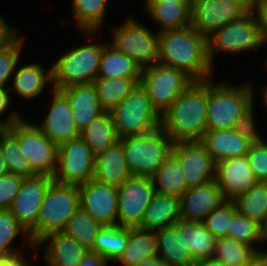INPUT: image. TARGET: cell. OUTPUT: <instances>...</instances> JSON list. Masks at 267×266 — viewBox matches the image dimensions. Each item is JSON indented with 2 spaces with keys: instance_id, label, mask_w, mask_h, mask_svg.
<instances>
[{
  "instance_id": "6da1fadb",
  "label": "cell",
  "mask_w": 267,
  "mask_h": 266,
  "mask_svg": "<svg viewBox=\"0 0 267 266\" xmlns=\"http://www.w3.org/2000/svg\"><path fill=\"white\" fill-rule=\"evenodd\" d=\"M157 63L184 71L194 81L211 79L208 40L192 26L159 32Z\"/></svg>"
},
{
  "instance_id": "7a4b0ae2",
  "label": "cell",
  "mask_w": 267,
  "mask_h": 266,
  "mask_svg": "<svg viewBox=\"0 0 267 266\" xmlns=\"http://www.w3.org/2000/svg\"><path fill=\"white\" fill-rule=\"evenodd\" d=\"M207 80L194 81L161 115V128L173 141H200L206 131Z\"/></svg>"
},
{
  "instance_id": "3957f363",
  "label": "cell",
  "mask_w": 267,
  "mask_h": 266,
  "mask_svg": "<svg viewBox=\"0 0 267 266\" xmlns=\"http://www.w3.org/2000/svg\"><path fill=\"white\" fill-rule=\"evenodd\" d=\"M250 83L232 87L227 83L213 84L207 80L206 130L233 128L254 104V94Z\"/></svg>"
},
{
  "instance_id": "277c9868",
  "label": "cell",
  "mask_w": 267,
  "mask_h": 266,
  "mask_svg": "<svg viewBox=\"0 0 267 266\" xmlns=\"http://www.w3.org/2000/svg\"><path fill=\"white\" fill-rule=\"evenodd\" d=\"M119 140L130 173L149 178L162 166L174 143L161 127L144 135L126 136Z\"/></svg>"
},
{
  "instance_id": "5b68a950",
  "label": "cell",
  "mask_w": 267,
  "mask_h": 266,
  "mask_svg": "<svg viewBox=\"0 0 267 266\" xmlns=\"http://www.w3.org/2000/svg\"><path fill=\"white\" fill-rule=\"evenodd\" d=\"M77 185L53 182L40 207L37 226L29 233L34 245L45 235L62 232L72 215L80 207Z\"/></svg>"
},
{
  "instance_id": "8992f818",
  "label": "cell",
  "mask_w": 267,
  "mask_h": 266,
  "mask_svg": "<svg viewBox=\"0 0 267 266\" xmlns=\"http://www.w3.org/2000/svg\"><path fill=\"white\" fill-rule=\"evenodd\" d=\"M109 113L119 138L144 135L161 127V115L140 83Z\"/></svg>"
},
{
  "instance_id": "52a82bcc",
  "label": "cell",
  "mask_w": 267,
  "mask_h": 266,
  "mask_svg": "<svg viewBox=\"0 0 267 266\" xmlns=\"http://www.w3.org/2000/svg\"><path fill=\"white\" fill-rule=\"evenodd\" d=\"M106 45L85 44L60 56L51 67L53 88L60 90L74 84L92 83L98 77L101 55Z\"/></svg>"
},
{
  "instance_id": "ba28073f",
  "label": "cell",
  "mask_w": 267,
  "mask_h": 266,
  "mask_svg": "<svg viewBox=\"0 0 267 266\" xmlns=\"http://www.w3.org/2000/svg\"><path fill=\"white\" fill-rule=\"evenodd\" d=\"M194 82L184 71L158 63L142 68L140 85L156 111L162 115Z\"/></svg>"
},
{
  "instance_id": "9c48e42d",
  "label": "cell",
  "mask_w": 267,
  "mask_h": 266,
  "mask_svg": "<svg viewBox=\"0 0 267 266\" xmlns=\"http://www.w3.org/2000/svg\"><path fill=\"white\" fill-rule=\"evenodd\" d=\"M7 129L18 139L23 157L37 175L54 177L57 146L38 128L22 118Z\"/></svg>"
},
{
  "instance_id": "30bf717a",
  "label": "cell",
  "mask_w": 267,
  "mask_h": 266,
  "mask_svg": "<svg viewBox=\"0 0 267 266\" xmlns=\"http://www.w3.org/2000/svg\"><path fill=\"white\" fill-rule=\"evenodd\" d=\"M262 47L259 25L254 12H248L241 19L229 22L208 39V56L211 64L215 55L257 51Z\"/></svg>"
},
{
  "instance_id": "8fae6325",
  "label": "cell",
  "mask_w": 267,
  "mask_h": 266,
  "mask_svg": "<svg viewBox=\"0 0 267 266\" xmlns=\"http://www.w3.org/2000/svg\"><path fill=\"white\" fill-rule=\"evenodd\" d=\"M111 45L136 61L141 68L157 63L159 32H151L135 18L113 28Z\"/></svg>"
},
{
  "instance_id": "7c38bea8",
  "label": "cell",
  "mask_w": 267,
  "mask_h": 266,
  "mask_svg": "<svg viewBox=\"0 0 267 266\" xmlns=\"http://www.w3.org/2000/svg\"><path fill=\"white\" fill-rule=\"evenodd\" d=\"M95 169V154L81 137L57 146L55 182L81 185L92 180Z\"/></svg>"
},
{
  "instance_id": "4fadbf2b",
  "label": "cell",
  "mask_w": 267,
  "mask_h": 266,
  "mask_svg": "<svg viewBox=\"0 0 267 266\" xmlns=\"http://www.w3.org/2000/svg\"><path fill=\"white\" fill-rule=\"evenodd\" d=\"M154 193V184L149 177L132 176L117 187V225L127 228L139 227Z\"/></svg>"
},
{
  "instance_id": "5bb4252c",
  "label": "cell",
  "mask_w": 267,
  "mask_h": 266,
  "mask_svg": "<svg viewBox=\"0 0 267 266\" xmlns=\"http://www.w3.org/2000/svg\"><path fill=\"white\" fill-rule=\"evenodd\" d=\"M247 13L242 6L230 0H192L191 26L208 40L221 27Z\"/></svg>"
},
{
  "instance_id": "9a60e30c",
  "label": "cell",
  "mask_w": 267,
  "mask_h": 266,
  "mask_svg": "<svg viewBox=\"0 0 267 266\" xmlns=\"http://www.w3.org/2000/svg\"><path fill=\"white\" fill-rule=\"evenodd\" d=\"M54 179L46 175L25 178L10 207L12 215L30 233L37 226L40 207Z\"/></svg>"
},
{
  "instance_id": "2e32d148",
  "label": "cell",
  "mask_w": 267,
  "mask_h": 266,
  "mask_svg": "<svg viewBox=\"0 0 267 266\" xmlns=\"http://www.w3.org/2000/svg\"><path fill=\"white\" fill-rule=\"evenodd\" d=\"M172 152L180 159L188 188L215 180L216 164L200 141L174 142Z\"/></svg>"
},
{
  "instance_id": "e0dca14e",
  "label": "cell",
  "mask_w": 267,
  "mask_h": 266,
  "mask_svg": "<svg viewBox=\"0 0 267 266\" xmlns=\"http://www.w3.org/2000/svg\"><path fill=\"white\" fill-rule=\"evenodd\" d=\"M80 208L102 226L117 225V187L92 179L78 186Z\"/></svg>"
},
{
  "instance_id": "ac0fdd59",
  "label": "cell",
  "mask_w": 267,
  "mask_h": 266,
  "mask_svg": "<svg viewBox=\"0 0 267 266\" xmlns=\"http://www.w3.org/2000/svg\"><path fill=\"white\" fill-rule=\"evenodd\" d=\"M52 101L46 118L38 128L56 145L80 137V132L73 120L72 108L66 95L59 89L52 88Z\"/></svg>"
},
{
  "instance_id": "d6986e66",
  "label": "cell",
  "mask_w": 267,
  "mask_h": 266,
  "mask_svg": "<svg viewBox=\"0 0 267 266\" xmlns=\"http://www.w3.org/2000/svg\"><path fill=\"white\" fill-rule=\"evenodd\" d=\"M215 180L223 197L229 201H233L258 183L248 164L247 156L230 158L216 164Z\"/></svg>"
},
{
  "instance_id": "ffe728a7",
  "label": "cell",
  "mask_w": 267,
  "mask_h": 266,
  "mask_svg": "<svg viewBox=\"0 0 267 266\" xmlns=\"http://www.w3.org/2000/svg\"><path fill=\"white\" fill-rule=\"evenodd\" d=\"M224 201L216 180L188 188L180 197V219L203 222L205 217Z\"/></svg>"
},
{
  "instance_id": "44dd1931",
  "label": "cell",
  "mask_w": 267,
  "mask_h": 266,
  "mask_svg": "<svg viewBox=\"0 0 267 266\" xmlns=\"http://www.w3.org/2000/svg\"><path fill=\"white\" fill-rule=\"evenodd\" d=\"M45 244L47 266H79L90 250L63 232H53L40 239L35 248Z\"/></svg>"
},
{
  "instance_id": "7402d4cb",
  "label": "cell",
  "mask_w": 267,
  "mask_h": 266,
  "mask_svg": "<svg viewBox=\"0 0 267 266\" xmlns=\"http://www.w3.org/2000/svg\"><path fill=\"white\" fill-rule=\"evenodd\" d=\"M200 142L205 146L215 164L230 158L246 156L252 145L233 128L206 130Z\"/></svg>"
},
{
  "instance_id": "603a6c76",
  "label": "cell",
  "mask_w": 267,
  "mask_h": 266,
  "mask_svg": "<svg viewBox=\"0 0 267 266\" xmlns=\"http://www.w3.org/2000/svg\"><path fill=\"white\" fill-rule=\"evenodd\" d=\"M157 255L170 266H192L195 260L185 246L184 220L155 231Z\"/></svg>"
},
{
  "instance_id": "cb8c5ba5",
  "label": "cell",
  "mask_w": 267,
  "mask_h": 266,
  "mask_svg": "<svg viewBox=\"0 0 267 266\" xmlns=\"http://www.w3.org/2000/svg\"><path fill=\"white\" fill-rule=\"evenodd\" d=\"M132 176L120 140L95 155L93 178L99 182L119 187Z\"/></svg>"
},
{
  "instance_id": "d4e9b609",
  "label": "cell",
  "mask_w": 267,
  "mask_h": 266,
  "mask_svg": "<svg viewBox=\"0 0 267 266\" xmlns=\"http://www.w3.org/2000/svg\"><path fill=\"white\" fill-rule=\"evenodd\" d=\"M60 90L70 102L73 120L79 132L104 112L93 83L74 84Z\"/></svg>"
},
{
  "instance_id": "484cf974",
  "label": "cell",
  "mask_w": 267,
  "mask_h": 266,
  "mask_svg": "<svg viewBox=\"0 0 267 266\" xmlns=\"http://www.w3.org/2000/svg\"><path fill=\"white\" fill-rule=\"evenodd\" d=\"M179 219L180 199L155 192L138 228L155 232L174 225Z\"/></svg>"
},
{
  "instance_id": "4316f807",
  "label": "cell",
  "mask_w": 267,
  "mask_h": 266,
  "mask_svg": "<svg viewBox=\"0 0 267 266\" xmlns=\"http://www.w3.org/2000/svg\"><path fill=\"white\" fill-rule=\"evenodd\" d=\"M12 77L13 88L8 87L9 90L14 89L22 98L31 100L43 92L48 82L51 86L53 82L52 69L45 72V69L37 62L21 66L15 70Z\"/></svg>"
},
{
  "instance_id": "83f0119b",
  "label": "cell",
  "mask_w": 267,
  "mask_h": 266,
  "mask_svg": "<svg viewBox=\"0 0 267 266\" xmlns=\"http://www.w3.org/2000/svg\"><path fill=\"white\" fill-rule=\"evenodd\" d=\"M155 192L179 198L188 189L180 159L171 152L151 177Z\"/></svg>"
},
{
  "instance_id": "f1b7e54d",
  "label": "cell",
  "mask_w": 267,
  "mask_h": 266,
  "mask_svg": "<svg viewBox=\"0 0 267 266\" xmlns=\"http://www.w3.org/2000/svg\"><path fill=\"white\" fill-rule=\"evenodd\" d=\"M144 9L161 29L158 32L178 30L191 26V4L145 3Z\"/></svg>"
},
{
  "instance_id": "f546056e",
  "label": "cell",
  "mask_w": 267,
  "mask_h": 266,
  "mask_svg": "<svg viewBox=\"0 0 267 266\" xmlns=\"http://www.w3.org/2000/svg\"><path fill=\"white\" fill-rule=\"evenodd\" d=\"M141 72L136 61L107 43L101 55L98 77L141 78Z\"/></svg>"
},
{
  "instance_id": "4dcf8cb0",
  "label": "cell",
  "mask_w": 267,
  "mask_h": 266,
  "mask_svg": "<svg viewBox=\"0 0 267 266\" xmlns=\"http://www.w3.org/2000/svg\"><path fill=\"white\" fill-rule=\"evenodd\" d=\"M157 254L154 231L128 228V242L125 251L116 262L122 266H137L144 258Z\"/></svg>"
},
{
  "instance_id": "1f68e13d",
  "label": "cell",
  "mask_w": 267,
  "mask_h": 266,
  "mask_svg": "<svg viewBox=\"0 0 267 266\" xmlns=\"http://www.w3.org/2000/svg\"><path fill=\"white\" fill-rule=\"evenodd\" d=\"M140 79L97 77L92 83L101 108L110 111L116 107L140 83Z\"/></svg>"
},
{
  "instance_id": "d6a6232c",
  "label": "cell",
  "mask_w": 267,
  "mask_h": 266,
  "mask_svg": "<svg viewBox=\"0 0 267 266\" xmlns=\"http://www.w3.org/2000/svg\"><path fill=\"white\" fill-rule=\"evenodd\" d=\"M80 137L95 155L104 151L120 139L109 111H104L98 117L94 118L80 131Z\"/></svg>"
},
{
  "instance_id": "836d02e7",
  "label": "cell",
  "mask_w": 267,
  "mask_h": 266,
  "mask_svg": "<svg viewBox=\"0 0 267 266\" xmlns=\"http://www.w3.org/2000/svg\"><path fill=\"white\" fill-rule=\"evenodd\" d=\"M128 242V228L119 225L102 226L98 231L92 249L108 261L116 263L125 251Z\"/></svg>"
},
{
  "instance_id": "e575fe53",
  "label": "cell",
  "mask_w": 267,
  "mask_h": 266,
  "mask_svg": "<svg viewBox=\"0 0 267 266\" xmlns=\"http://www.w3.org/2000/svg\"><path fill=\"white\" fill-rule=\"evenodd\" d=\"M216 239L203 222L184 220L185 246L195 261L213 258Z\"/></svg>"
},
{
  "instance_id": "d590c367",
  "label": "cell",
  "mask_w": 267,
  "mask_h": 266,
  "mask_svg": "<svg viewBox=\"0 0 267 266\" xmlns=\"http://www.w3.org/2000/svg\"><path fill=\"white\" fill-rule=\"evenodd\" d=\"M233 202L239 214L263 227L267 220V182H258L249 191L235 198Z\"/></svg>"
},
{
  "instance_id": "8d00e7d4",
  "label": "cell",
  "mask_w": 267,
  "mask_h": 266,
  "mask_svg": "<svg viewBox=\"0 0 267 266\" xmlns=\"http://www.w3.org/2000/svg\"><path fill=\"white\" fill-rule=\"evenodd\" d=\"M0 150L8 173L23 179L37 176L28 160L23 157L18 139L8 129L0 137Z\"/></svg>"
},
{
  "instance_id": "74e56055",
  "label": "cell",
  "mask_w": 267,
  "mask_h": 266,
  "mask_svg": "<svg viewBox=\"0 0 267 266\" xmlns=\"http://www.w3.org/2000/svg\"><path fill=\"white\" fill-rule=\"evenodd\" d=\"M101 228L102 225L97 220L79 207L62 232L74 238L88 250H91L97 233Z\"/></svg>"
},
{
  "instance_id": "f35d334b",
  "label": "cell",
  "mask_w": 267,
  "mask_h": 266,
  "mask_svg": "<svg viewBox=\"0 0 267 266\" xmlns=\"http://www.w3.org/2000/svg\"><path fill=\"white\" fill-rule=\"evenodd\" d=\"M108 0H73L74 19L83 31L95 33L103 25Z\"/></svg>"
},
{
  "instance_id": "ab89813d",
  "label": "cell",
  "mask_w": 267,
  "mask_h": 266,
  "mask_svg": "<svg viewBox=\"0 0 267 266\" xmlns=\"http://www.w3.org/2000/svg\"><path fill=\"white\" fill-rule=\"evenodd\" d=\"M257 251L250 245L228 237L216 239L213 258L224 266H243L247 264Z\"/></svg>"
},
{
  "instance_id": "60d3db41",
  "label": "cell",
  "mask_w": 267,
  "mask_h": 266,
  "mask_svg": "<svg viewBox=\"0 0 267 266\" xmlns=\"http://www.w3.org/2000/svg\"><path fill=\"white\" fill-rule=\"evenodd\" d=\"M19 234H25L28 246L35 248L28 231L12 215L11 211L9 209L0 210V259L15 258L23 255L22 252L20 253L10 246Z\"/></svg>"
},
{
  "instance_id": "b9f144b4",
  "label": "cell",
  "mask_w": 267,
  "mask_h": 266,
  "mask_svg": "<svg viewBox=\"0 0 267 266\" xmlns=\"http://www.w3.org/2000/svg\"><path fill=\"white\" fill-rule=\"evenodd\" d=\"M228 238L250 245L257 252L263 250L254 247L256 243L264 242L262 226L238 212L232 217L229 224Z\"/></svg>"
},
{
  "instance_id": "7bdbcfd3",
  "label": "cell",
  "mask_w": 267,
  "mask_h": 266,
  "mask_svg": "<svg viewBox=\"0 0 267 266\" xmlns=\"http://www.w3.org/2000/svg\"><path fill=\"white\" fill-rule=\"evenodd\" d=\"M236 213L235 203L225 200L205 217L203 224L216 238L228 237L229 224Z\"/></svg>"
},
{
  "instance_id": "ee69618b",
  "label": "cell",
  "mask_w": 267,
  "mask_h": 266,
  "mask_svg": "<svg viewBox=\"0 0 267 266\" xmlns=\"http://www.w3.org/2000/svg\"><path fill=\"white\" fill-rule=\"evenodd\" d=\"M25 39L21 36L12 46L0 50V87H4L14 74Z\"/></svg>"
},
{
  "instance_id": "f6af8a7d",
  "label": "cell",
  "mask_w": 267,
  "mask_h": 266,
  "mask_svg": "<svg viewBox=\"0 0 267 266\" xmlns=\"http://www.w3.org/2000/svg\"><path fill=\"white\" fill-rule=\"evenodd\" d=\"M246 156L258 182H267V141L252 144Z\"/></svg>"
},
{
  "instance_id": "bcb514c9",
  "label": "cell",
  "mask_w": 267,
  "mask_h": 266,
  "mask_svg": "<svg viewBox=\"0 0 267 266\" xmlns=\"http://www.w3.org/2000/svg\"><path fill=\"white\" fill-rule=\"evenodd\" d=\"M23 178L7 173L0 177V210L10 209Z\"/></svg>"
},
{
  "instance_id": "7dc6e473",
  "label": "cell",
  "mask_w": 267,
  "mask_h": 266,
  "mask_svg": "<svg viewBox=\"0 0 267 266\" xmlns=\"http://www.w3.org/2000/svg\"><path fill=\"white\" fill-rule=\"evenodd\" d=\"M254 107L252 106L248 111L235 122L233 129L243 138L250 141L252 144L261 143L264 139L255 129L254 122Z\"/></svg>"
},
{
  "instance_id": "c3c4849f",
  "label": "cell",
  "mask_w": 267,
  "mask_h": 266,
  "mask_svg": "<svg viewBox=\"0 0 267 266\" xmlns=\"http://www.w3.org/2000/svg\"><path fill=\"white\" fill-rule=\"evenodd\" d=\"M0 15V50L12 46L21 36Z\"/></svg>"
},
{
  "instance_id": "681fc988",
  "label": "cell",
  "mask_w": 267,
  "mask_h": 266,
  "mask_svg": "<svg viewBox=\"0 0 267 266\" xmlns=\"http://www.w3.org/2000/svg\"><path fill=\"white\" fill-rule=\"evenodd\" d=\"M258 25L262 46L267 42V4L257 5L254 11Z\"/></svg>"
},
{
  "instance_id": "f907efd6",
  "label": "cell",
  "mask_w": 267,
  "mask_h": 266,
  "mask_svg": "<svg viewBox=\"0 0 267 266\" xmlns=\"http://www.w3.org/2000/svg\"><path fill=\"white\" fill-rule=\"evenodd\" d=\"M107 262L101 255L89 251L79 266H107Z\"/></svg>"
},
{
  "instance_id": "816d5d0a",
  "label": "cell",
  "mask_w": 267,
  "mask_h": 266,
  "mask_svg": "<svg viewBox=\"0 0 267 266\" xmlns=\"http://www.w3.org/2000/svg\"><path fill=\"white\" fill-rule=\"evenodd\" d=\"M21 119L22 116L20 115V113L14 111L10 113V115L7 117V120L5 121L0 120V137L7 130V127H10L11 125L15 124Z\"/></svg>"
},
{
  "instance_id": "f5cc1de1",
  "label": "cell",
  "mask_w": 267,
  "mask_h": 266,
  "mask_svg": "<svg viewBox=\"0 0 267 266\" xmlns=\"http://www.w3.org/2000/svg\"><path fill=\"white\" fill-rule=\"evenodd\" d=\"M9 93H10V90L8 87L6 89L5 87H0V120L1 121H2L1 114H3L7 110L9 104L11 103V100H10L11 98L9 96Z\"/></svg>"
},
{
  "instance_id": "db71d44e",
  "label": "cell",
  "mask_w": 267,
  "mask_h": 266,
  "mask_svg": "<svg viewBox=\"0 0 267 266\" xmlns=\"http://www.w3.org/2000/svg\"><path fill=\"white\" fill-rule=\"evenodd\" d=\"M137 266H170L164 259L157 254L144 258Z\"/></svg>"
},
{
  "instance_id": "11a10c76",
  "label": "cell",
  "mask_w": 267,
  "mask_h": 266,
  "mask_svg": "<svg viewBox=\"0 0 267 266\" xmlns=\"http://www.w3.org/2000/svg\"><path fill=\"white\" fill-rule=\"evenodd\" d=\"M243 266H267V251H258L252 259Z\"/></svg>"
},
{
  "instance_id": "9f6ffc18",
  "label": "cell",
  "mask_w": 267,
  "mask_h": 266,
  "mask_svg": "<svg viewBox=\"0 0 267 266\" xmlns=\"http://www.w3.org/2000/svg\"><path fill=\"white\" fill-rule=\"evenodd\" d=\"M24 256H18L15 258H4V259H0V266H30L27 264V262L25 261V257Z\"/></svg>"
},
{
  "instance_id": "6f0895ef",
  "label": "cell",
  "mask_w": 267,
  "mask_h": 266,
  "mask_svg": "<svg viewBox=\"0 0 267 266\" xmlns=\"http://www.w3.org/2000/svg\"><path fill=\"white\" fill-rule=\"evenodd\" d=\"M231 2L238 3L247 12H254L257 7L256 0H230Z\"/></svg>"
},
{
  "instance_id": "680465c9",
  "label": "cell",
  "mask_w": 267,
  "mask_h": 266,
  "mask_svg": "<svg viewBox=\"0 0 267 266\" xmlns=\"http://www.w3.org/2000/svg\"><path fill=\"white\" fill-rule=\"evenodd\" d=\"M192 266H224L220 261L214 258H206L195 261Z\"/></svg>"
},
{
  "instance_id": "91938a15",
  "label": "cell",
  "mask_w": 267,
  "mask_h": 266,
  "mask_svg": "<svg viewBox=\"0 0 267 266\" xmlns=\"http://www.w3.org/2000/svg\"><path fill=\"white\" fill-rule=\"evenodd\" d=\"M145 3H175V4H191L192 0H145Z\"/></svg>"
},
{
  "instance_id": "94428289",
  "label": "cell",
  "mask_w": 267,
  "mask_h": 266,
  "mask_svg": "<svg viewBox=\"0 0 267 266\" xmlns=\"http://www.w3.org/2000/svg\"><path fill=\"white\" fill-rule=\"evenodd\" d=\"M8 173L5 160L3 158V154L0 150V177L6 175Z\"/></svg>"
},
{
  "instance_id": "6125c7cd",
  "label": "cell",
  "mask_w": 267,
  "mask_h": 266,
  "mask_svg": "<svg viewBox=\"0 0 267 266\" xmlns=\"http://www.w3.org/2000/svg\"><path fill=\"white\" fill-rule=\"evenodd\" d=\"M262 233H263L264 241H267V220H266V223L262 227Z\"/></svg>"
},
{
  "instance_id": "be15d7a7",
  "label": "cell",
  "mask_w": 267,
  "mask_h": 266,
  "mask_svg": "<svg viewBox=\"0 0 267 266\" xmlns=\"http://www.w3.org/2000/svg\"><path fill=\"white\" fill-rule=\"evenodd\" d=\"M263 93H264V95H263V103L265 104V108L267 109V89H265L264 91H263Z\"/></svg>"
},
{
  "instance_id": "e7e4bbea",
  "label": "cell",
  "mask_w": 267,
  "mask_h": 266,
  "mask_svg": "<svg viewBox=\"0 0 267 266\" xmlns=\"http://www.w3.org/2000/svg\"><path fill=\"white\" fill-rule=\"evenodd\" d=\"M258 5H265L267 4V0H256Z\"/></svg>"
}]
</instances>
